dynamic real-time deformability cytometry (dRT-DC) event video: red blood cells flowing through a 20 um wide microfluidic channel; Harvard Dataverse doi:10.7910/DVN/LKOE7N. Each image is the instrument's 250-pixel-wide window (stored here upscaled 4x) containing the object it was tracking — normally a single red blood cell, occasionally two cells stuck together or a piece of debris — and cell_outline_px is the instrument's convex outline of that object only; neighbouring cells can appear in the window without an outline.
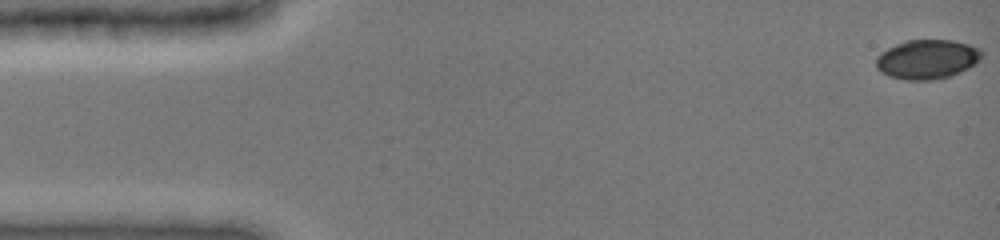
{"species": "common noctule bat (a hibernating species)", "species_latin": "Nyctalus noctula", "temperature_condition": "cold", "stored_images_in_passage": 35, "camera_frame_rate_fps": 3000, "um_per_image_px": 0.085, "animal": {"sex": "female", "body_mass_g": 19.0, "forearm_length_mm": 51.5}, "frame": {"image": 1, "passage_image": 1, "time_ms": 0.0, "image_size_px": [1000, 240], "cell_outline_px": [[984, 56], [980, 60], [968, 68], [960, 72], [948, 76], [928, 80], [904, 80], [888, 76], [880, 72], [876, 68], [876, 56], [888, 48], [896, 44], [908, 40], [952, 40], [968, 44], [980, 48], [984, 52]], "centroid_in_image_um": [78.81, 5.04], "position_along_channel_um": 6.2, "area_um2": 24.33}}
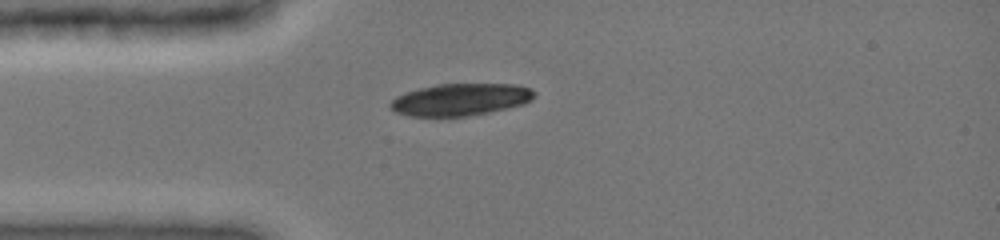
{"frame": {"image": 2, "passage_image": 30, "time_ms": 4.0, "image_size_px": [1000, 240], "cell_outline_px": [[536, 96], [532, 100], [524, 104], [508, 108], [488, 112], [464, 116], [408, 116], [396, 112], [388, 104], [396, 96], [420, 88], [436, 84], [516, 84], [528, 88], [536, 92]], "centroid_in_image_um": [39.17, 8.46], "position_along_channel_um": 45.8, "area_um2": 26.82}}